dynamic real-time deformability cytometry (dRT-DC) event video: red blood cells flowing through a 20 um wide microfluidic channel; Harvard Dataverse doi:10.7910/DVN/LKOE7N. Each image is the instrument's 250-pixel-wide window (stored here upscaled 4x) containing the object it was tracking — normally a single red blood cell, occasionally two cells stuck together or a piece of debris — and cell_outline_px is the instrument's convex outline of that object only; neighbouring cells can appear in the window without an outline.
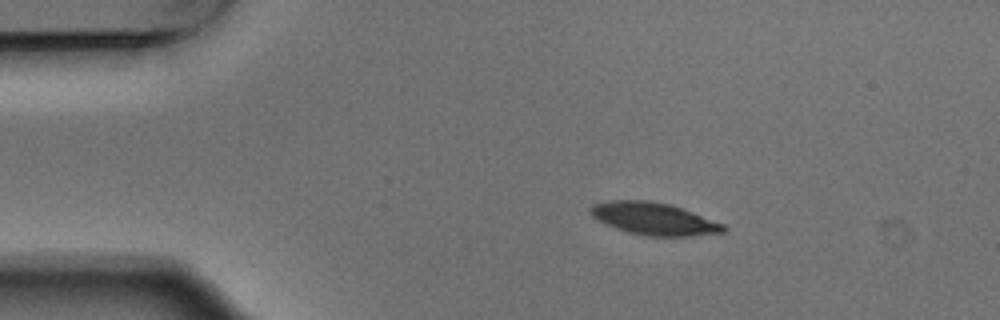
{"species": "Egyptian fruit bat (a non-hibernating species)", "species_latin": "Rousettus aegyptiacus", "temperature_condition": "warm", "stored_images_in_passage": 4, "camera_frame_rate_fps": 3000, "um_per_image_px": 0.085, "animal": {"sex": "male"}, "frame": {"image": 1, "passage_image": 1, "time_ms": 0.0, "image_size_px": [1000, 320], "cell_outline_px": [[728, 228], [724, 232], [688, 236], [644, 236], [628, 232], [616, 228], [596, 220], [588, 212], [588, 208], [592, 204], [608, 200], [648, 200], [668, 204], [692, 212], [724, 224]], "centroid_in_image_um": [55.52, 18.59], "position_along_channel_um": 29.5, "area_um2": 25.09}}
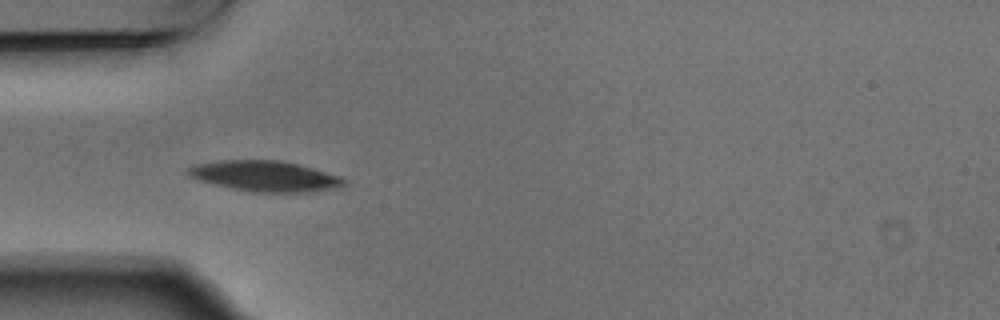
{"frame": {"image": 2, "passage_image": 3, "time_ms": 0.667, "image_size_px": [1000, 320], "cell_outline_px": [[348, 180], [344, 184], [328, 188], [308, 192], [252, 192], [232, 188], [200, 180], [188, 176], [188, 168], [196, 164], [220, 160], [284, 160], [340, 176]], "centroid_in_image_um": [22.5, 14.95], "position_along_channel_um": 62.5, "area_um2": 27.4}}
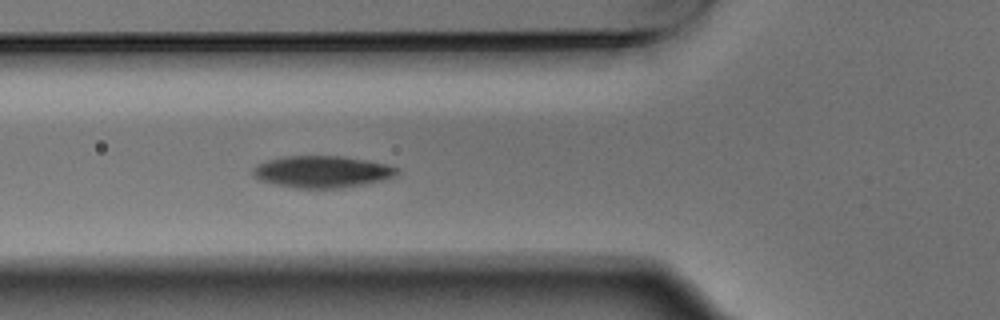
{"frame": {"image": 3, "passage_image": 4, "time_ms": 1.0, "image_size_px": [1000, 320], "cell_outline_px": [[400, 172], [396, 176], [384, 180], [344, 188], [296, 188], [276, 184], [260, 180], [252, 176], [252, 168], [256, 164], [280, 156], [344, 156], [388, 164], [400, 168]], "centroid_in_image_um": [27.4, 14.59], "position_along_channel_um": 98.4, "area_um2": 27.11}}